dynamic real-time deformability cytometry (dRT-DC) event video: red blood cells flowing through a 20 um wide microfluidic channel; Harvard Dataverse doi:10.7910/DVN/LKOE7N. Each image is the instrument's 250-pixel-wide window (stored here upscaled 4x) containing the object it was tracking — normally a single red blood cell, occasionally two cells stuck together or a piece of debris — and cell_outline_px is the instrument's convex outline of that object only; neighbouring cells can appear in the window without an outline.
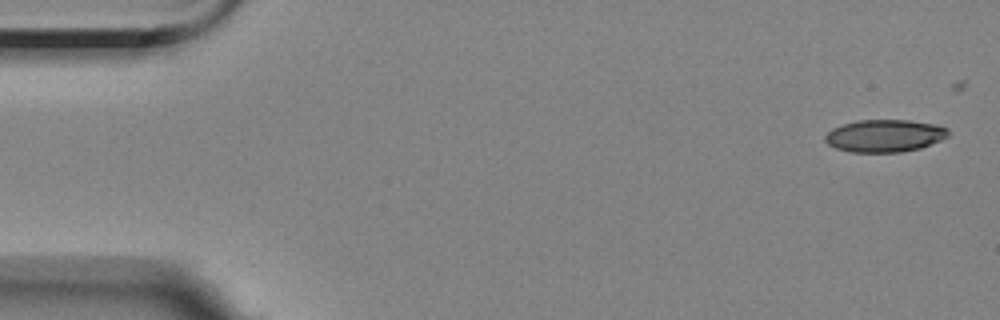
{"species": "Egyptian fruit bat (a non-hibernating species)", "species_latin": "Rousettus aegyptiacus", "temperature_condition": "room temperature", "stored_images_in_passage": 6, "camera_frame_rate_fps": 3000, "um_per_image_px": 0.085, "animal": {"sex": "female"}, "frame": {"image": 1, "passage_image": 1, "time_ms": 0.0, "image_size_px": [1000, 320], "cell_outline_px": [[948, 136], [940, 140], [920, 148], [900, 152], [848, 152], [836, 148], [828, 144], [824, 140], [824, 136], [832, 128], [856, 120], [908, 120], [932, 124], [948, 128]], "centroid_in_image_um": [75.15, 11.54], "position_along_channel_um": 9.8, "area_um2": 23.18}}
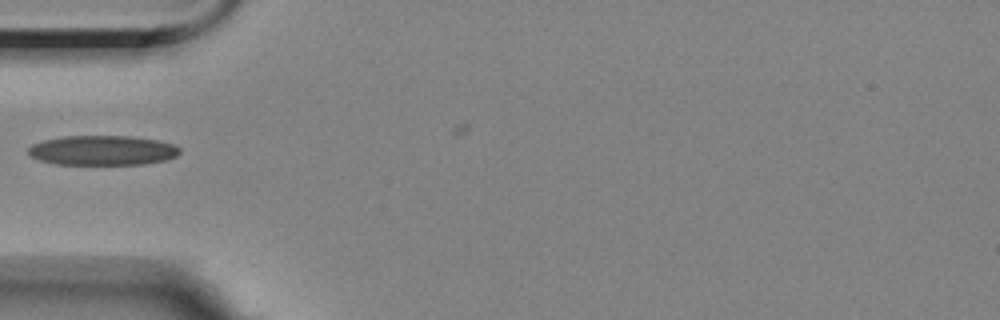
{"frame": {"image": 2, "passage_image": 5, "time_ms": 5.333, "image_size_px": [1000, 320], "cell_outline_px": [[180, 152], [176, 156], [164, 160], [144, 164], [56, 164], [40, 160], [28, 156], [28, 148], [32, 144], [44, 140], [64, 136], [132, 136], [160, 140], [172, 144], [180, 148]], "centroid_in_image_um": [8.7, 12.77], "position_along_channel_um": 76.3, "area_um2": 26.3}}